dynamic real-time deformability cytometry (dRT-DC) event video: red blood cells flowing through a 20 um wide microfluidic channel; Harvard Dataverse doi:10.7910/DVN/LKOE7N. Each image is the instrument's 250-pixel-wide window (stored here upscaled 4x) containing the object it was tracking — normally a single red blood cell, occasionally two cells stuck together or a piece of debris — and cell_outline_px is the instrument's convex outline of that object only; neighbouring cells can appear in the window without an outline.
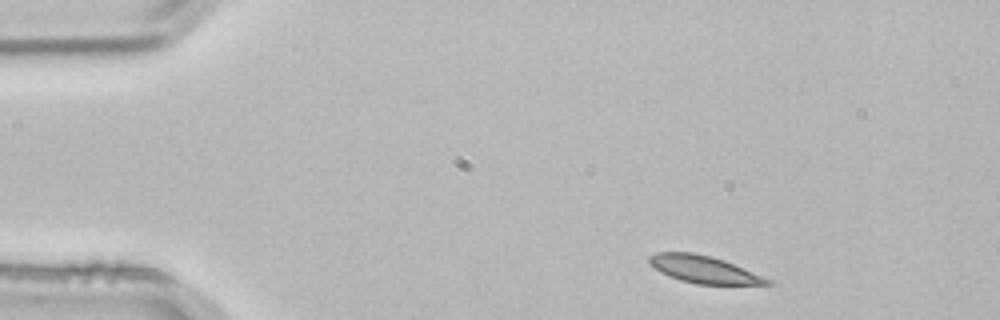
{"species": "common noctule bat (a hibernating species)", "species_latin": "Nyctalus noctula", "temperature_condition": "room temperature", "stored_images_in_passage": 3, "camera_frame_rate_fps": 3000, "um_per_image_px": 0.085, "animal": {"sex": "male", "body_mass_g": 21.5, "forearm_length_mm": 52.0}, "frame": {"image": 1, "passage_image": 1, "time_ms": 0.0, "image_size_px": [1000, 320], "cell_outline_px": [[772, 284], [696, 284], [680, 280], [668, 276], [660, 272], [648, 264], [648, 256], [656, 252], [692, 252], [712, 256], [724, 260], [772, 280]], "centroid_in_image_um": [59.76, 22.89], "position_along_channel_um": 25.2, "area_um2": 18.79}}